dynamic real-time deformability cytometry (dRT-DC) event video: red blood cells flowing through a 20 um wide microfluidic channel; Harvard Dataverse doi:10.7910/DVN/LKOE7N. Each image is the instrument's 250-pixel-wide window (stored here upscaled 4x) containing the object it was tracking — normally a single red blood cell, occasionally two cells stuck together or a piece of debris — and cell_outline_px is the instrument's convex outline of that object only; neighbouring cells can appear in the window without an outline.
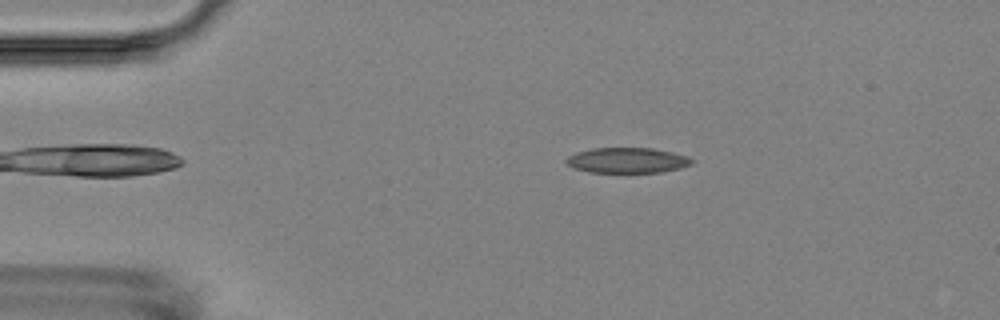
{"species": "Egyptian fruit bat (a non-hibernating species)", "species_latin": "Rousettus aegyptiacus", "temperature_condition": "room temperature", "stored_images_in_passage": 5, "camera_frame_rate_fps": 3000, "um_per_image_px": 0.085, "animal": {"sex": "female"}, "frame": {"image": 1, "passage_image": 2, "time_ms": 1.0, "image_size_px": [1000, 320], "cell_outline_px": [[696, 160], [692, 164], [680, 168], [660, 172], [588, 172], [572, 168], [564, 160], [568, 156], [576, 152], [592, 148], [652, 148], [672, 152], [688, 156]], "centroid_in_image_um": [53.32, 13.62], "position_along_channel_um": 31.7, "area_um2": 18.67}}
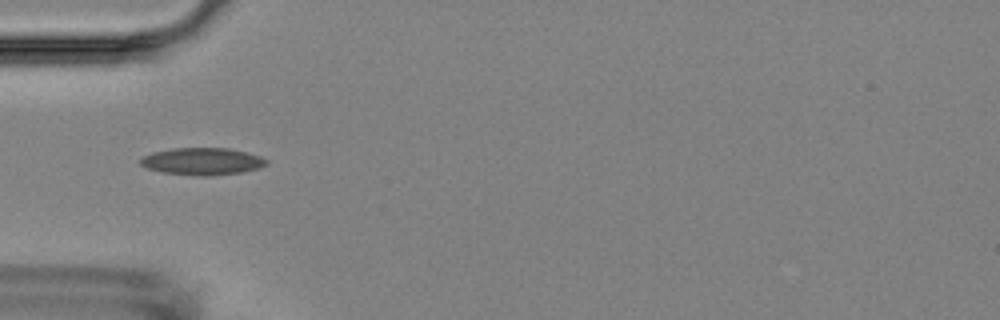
{"frame": {"image": 2, "passage_image": 4, "time_ms": 3.333, "image_size_px": [1000, 320], "cell_outline_px": [[268, 164], [260, 168], [240, 172], [208, 176], [196, 176], [164, 172], [148, 168], [140, 164], [140, 160], [144, 156], [152, 152], [172, 148], [228, 148], [260, 156], [268, 160]], "centroid_in_image_um": [17.21, 13.71], "position_along_channel_um": 67.8, "area_um2": 19.83}}